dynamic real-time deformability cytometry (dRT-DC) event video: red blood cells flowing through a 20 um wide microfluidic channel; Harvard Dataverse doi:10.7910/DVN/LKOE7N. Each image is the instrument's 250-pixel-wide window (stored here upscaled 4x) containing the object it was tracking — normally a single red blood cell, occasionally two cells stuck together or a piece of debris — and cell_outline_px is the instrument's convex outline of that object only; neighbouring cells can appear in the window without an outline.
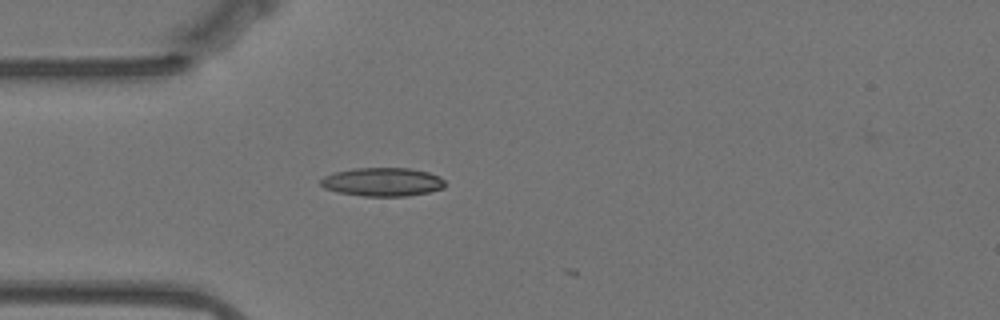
{"species": "Egyptian fruit bat (a non-hibernating species)", "species_latin": "Rousettus aegyptiacus", "temperature_condition": "warm", "stored_images_in_passage": 3, "camera_frame_rate_fps": 3000, "um_per_image_px": 0.085, "animal": {"sex": "female"}, "frame": {"image": 1, "passage_image": 2, "time_ms": 0.333, "image_size_px": [1000, 320], "cell_outline_px": [[444, 188], [428, 192], [404, 196], [364, 196], [336, 192], [324, 188], [320, 184], [320, 180], [324, 176], [336, 172], [352, 168], [412, 168], [428, 172], [440, 176], [444, 180]], "centroid_in_image_um": [32.5, 15.46], "position_along_channel_um": 52.5, "area_um2": 20.75}}